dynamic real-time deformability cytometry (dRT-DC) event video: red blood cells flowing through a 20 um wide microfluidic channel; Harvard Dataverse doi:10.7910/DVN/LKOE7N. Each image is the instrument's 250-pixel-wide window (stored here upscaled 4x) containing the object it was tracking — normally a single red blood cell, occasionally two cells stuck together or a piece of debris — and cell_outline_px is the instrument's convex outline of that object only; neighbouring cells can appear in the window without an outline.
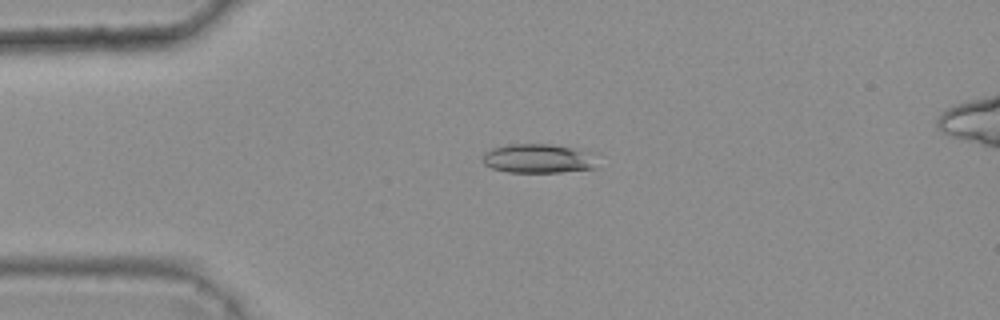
{"species": "common noctule bat (a hibernating species)", "species_latin": "Nyctalus noctula", "temperature_condition": "warm", "stored_images_in_passage": 3, "camera_frame_rate_fps": 3000, "um_per_image_px": 0.085, "animal": {"sex": "female", "body_mass_g": 25.1}, "frame": {"image": 1, "passage_image": 2, "time_ms": 0.333, "image_size_px": [1000, 320], "cell_outline_px": [[596, 168], [560, 172], [508, 172], [492, 168], [484, 164], [480, 160], [484, 152], [492, 148], [508, 144], [552, 144], [592, 152]], "centroid_in_image_um": [45.7, 13.47], "position_along_channel_um": 39.3, "area_um2": 19.54}}